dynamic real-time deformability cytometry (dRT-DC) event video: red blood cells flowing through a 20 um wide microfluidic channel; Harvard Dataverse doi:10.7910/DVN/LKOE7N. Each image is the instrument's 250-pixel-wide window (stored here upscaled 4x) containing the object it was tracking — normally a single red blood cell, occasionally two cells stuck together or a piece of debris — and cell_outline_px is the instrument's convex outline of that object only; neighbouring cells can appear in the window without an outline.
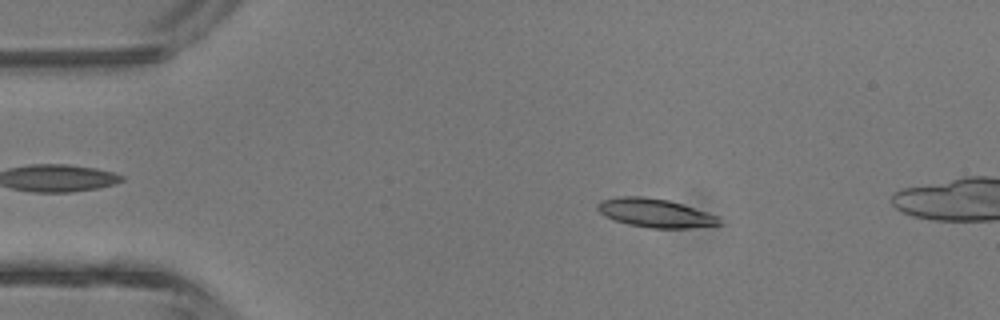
{"species": "common noctule bat (a hibernating species)", "species_latin": "Nyctalus noctula", "temperature_condition": "room temperature", "stored_images_in_passage": 44, "camera_frame_rate_fps": 3000, "um_per_image_px": 0.085, "animal": {"sex": "male", "body_mass_g": 13.3}, "frame": {"image": 1, "passage_image": 7, "time_ms": 2.0, "image_size_px": [1000, 320], "cell_outline_px": [[724, 224], [688, 228], [648, 228], [628, 224], [604, 216], [596, 208], [596, 204], [600, 200], [620, 196], [644, 196], [668, 200], [720, 216]], "centroid_in_image_um": [55.7, 18.1], "position_along_channel_um": 29.3, "area_um2": 20.46}}
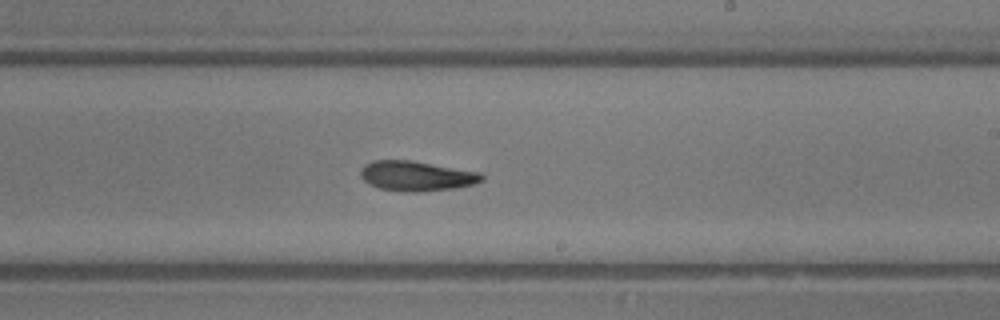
{"frame": {"image": 2, "passage_image": 25, "time_ms": 8.0, "image_size_px": [1000, 320], "cell_outline_px": [[484, 180], [476, 184], [456, 188], [416, 192], [404, 192], [380, 188], [368, 184], [360, 176], [360, 172], [364, 164], [372, 160], [408, 160], [480, 172], [484, 176]], "centroid_in_image_um": [35.4, 14.96], "position_along_channel_um": 253.6, "area_um2": 21.21}}
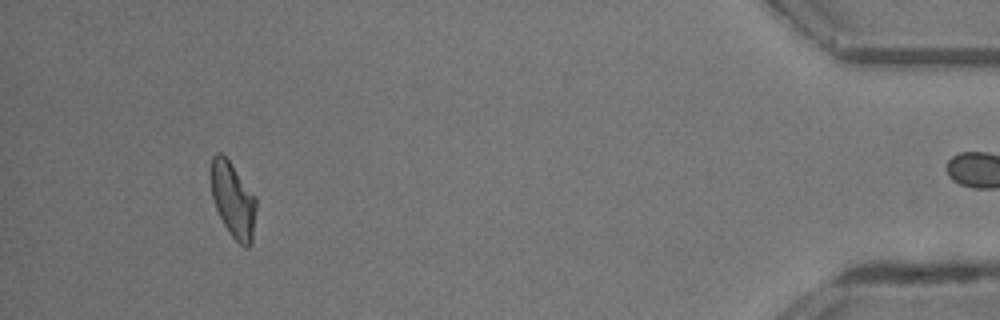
{"frame": {"image": 3, "passage_image": 40, "time_ms": 13.0, "image_size_px": [1000, 320], "cell_outline_px": [[256, 208], [252, 244], [248, 248], [244, 248], [232, 236], [224, 224], [216, 208], [212, 196], [212, 156], [216, 152], [220, 152], [228, 160], [256, 196]], "centroid_in_image_um": [19.84, 17.03], "position_along_channel_um": 415.4, "area_um2": 19.54}, "authors_computed_cell_mechanics": {"area_um2": 20.1433, "velocity_mm_per_s": 4.671, "shape_relaxation_time_tau1_ms": null, "shape_relaxation_time_tau2_ms": 6.8135, "deformation_change_tau1": null, "deformation_change_tau2": 0.1766}}